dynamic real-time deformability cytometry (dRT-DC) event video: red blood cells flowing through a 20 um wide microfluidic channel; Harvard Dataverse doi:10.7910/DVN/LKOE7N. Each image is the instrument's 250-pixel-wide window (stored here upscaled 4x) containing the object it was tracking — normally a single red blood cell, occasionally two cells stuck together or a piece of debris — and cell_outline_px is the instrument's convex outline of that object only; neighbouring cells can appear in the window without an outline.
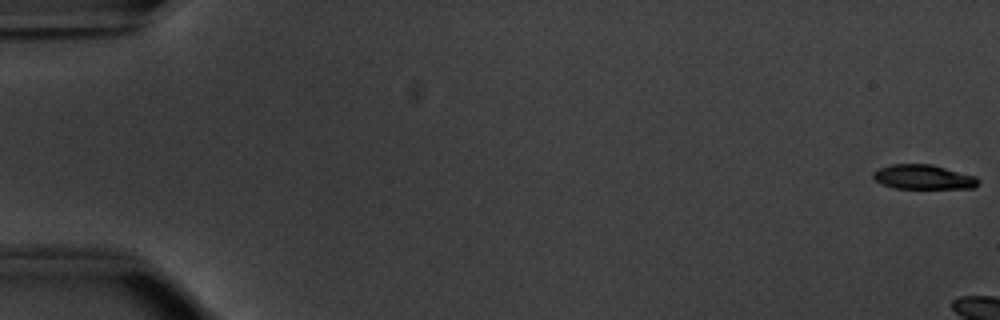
{"species": "common noctule bat (a hibernating species)", "species_latin": "Nyctalus noctula", "temperature_condition": "warm", "stored_images_in_passage": 7, "camera_frame_rate_fps": 3000, "um_per_image_px": 0.085, "animal": {"sex": "male", "body_mass_g": 20.1, "forearm_length_mm": 53.5}, "frame": {"image": 1, "passage_image": 1, "time_ms": 0.0, "image_size_px": [1000, 320], "cell_outline_px": [[980, 184], [972, 188], [892, 188], [880, 184], [872, 176], [872, 172], [880, 168], [892, 164], [932, 164], [976, 176], [980, 180]], "centroid_in_image_um": [78.49, 15.05], "position_along_channel_um": 6.5, "area_um2": 15.14}}